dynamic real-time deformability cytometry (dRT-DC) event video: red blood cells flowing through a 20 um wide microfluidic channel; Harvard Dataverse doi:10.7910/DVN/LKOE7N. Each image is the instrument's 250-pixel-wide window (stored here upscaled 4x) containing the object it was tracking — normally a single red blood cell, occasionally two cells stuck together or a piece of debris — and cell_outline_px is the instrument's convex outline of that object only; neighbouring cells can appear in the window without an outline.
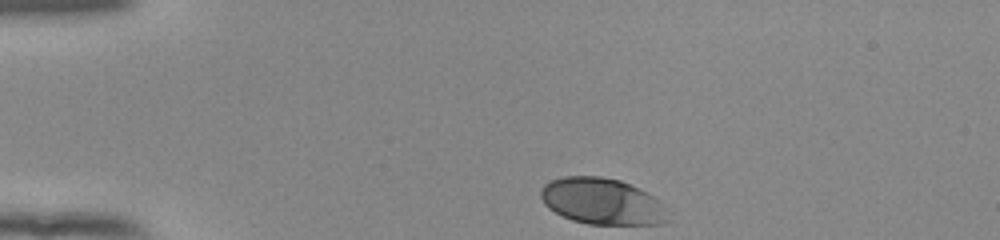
{"species": "human", "species_latin": "Homo sapiens", "temperature_condition": "room temperature", "stored_images_in_passage": 35, "camera_frame_rate_fps": 3000, "um_per_image_px": 0.085, "donor": {"sex": "female"}, "frame": {"image": 1, "passage_image": 1, "time_ms": 0.0, "image_size_px": [1000, 240], "cell_outline_px": [[668, 224], [588, 224], [572, 220], [548, 208], [544, 204], [540, 196], [540, 188], [544, 184], [552, 180], [564, 176], [600, 176], [620, 180], [652, 196], [656, 200], [668, 220]], "centroid_in_image_um": [51.09, 17.11], "position_along_channel_um": 33.9, "area_um2": 33.76}}
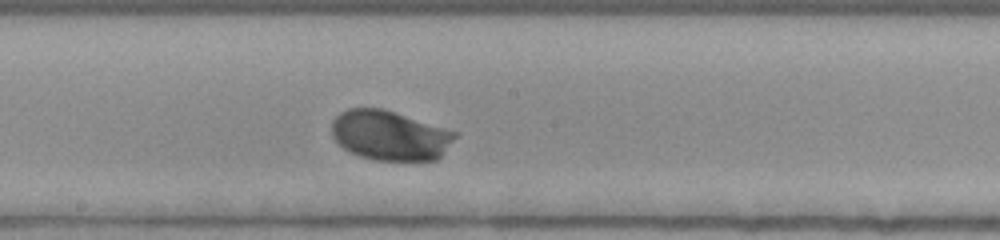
{"frame": {"image": 2, "passage_image": 20, "time_ms": 6.333, "image_size_px": [1000, 240], "cell_outline_px": [[460, 132], [440, 156], [436, 160], [372, 160], [360, 156], [344, 148], [332, 136], [332, 120], [340, 112], [348, 108], [384, 108]], "centroid_in_image_um": [33.15, 11.49], "position_along_channel_um": 215.0, "area_um2": 35.89}}
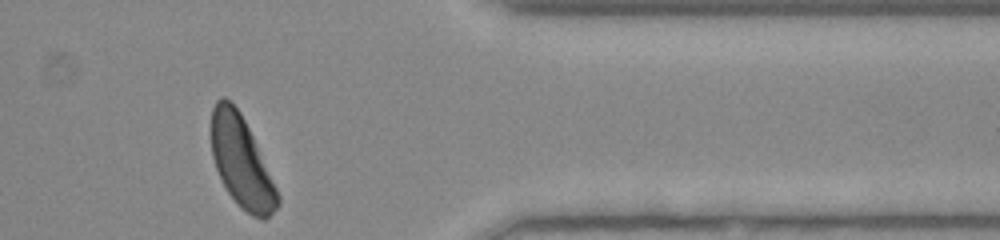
{"frame": {"image": 3, "passage_image": 35, "time_ms": 11.333, "image_size_px": [1000, 240], "cell_outline_px": [[280, 204], [264, 220], [252, 216], [240, 208], [228, 192], [216, 168], [212, 156], [212, 108], [216, 100], [220, 96], [224, 96], [240, 112], [252, 136], [280, 196]], "centroid_in_image_um": [20.51, 13.79], "position_along_channel_um": 390.9, "area_um2": 34.45}, "authors_computed_cell_mechanics": {"area_um2": 35.1424, "velocity_mm_per_s": 3.8193, "shape_relaxation_time_tau1_ms": 2.1985, "shape_relaxation_time_tau2_ms": null, "deformation_change_tau1": 0.1455, "deformation_change_tau2": null}}